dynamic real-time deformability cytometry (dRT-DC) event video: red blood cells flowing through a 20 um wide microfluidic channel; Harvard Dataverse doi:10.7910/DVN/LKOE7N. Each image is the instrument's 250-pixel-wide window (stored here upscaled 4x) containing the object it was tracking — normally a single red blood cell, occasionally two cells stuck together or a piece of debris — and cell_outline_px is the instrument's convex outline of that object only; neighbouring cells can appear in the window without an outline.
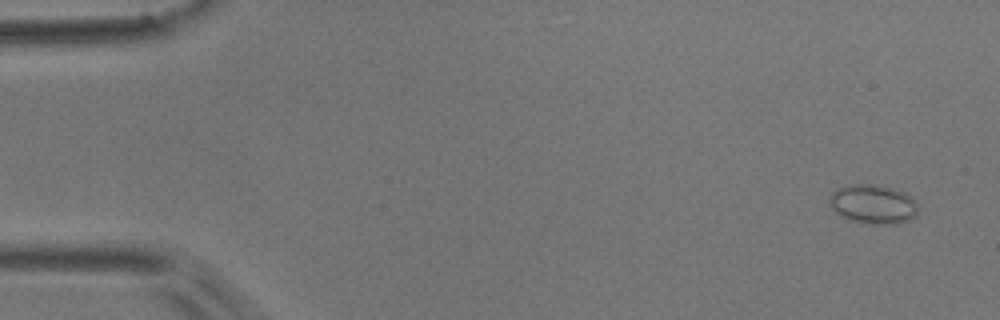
{"species": "common noctule bat (a hibernating species)", "species_latin": "Nyctalus noctula", "temperature_condition": "room temperature", "stored_images_in_passage": 5, "camera_frame_rate_fps": 3000, "um_per_image_px": 0.085, "animal": {"sex": "male", "body_mass_g": 17.9}, "frame": {"image": 1, "passage_image": 1, "time_ms": 0.0, "image_size_px": [1000, 320], "cell_outline_px": [[916, 216], [908, 220], [896, 224], [868, 224], [848, 220], [840, 216], [828, 204], [828, 200], [832, 192], [840, 188], [852, 184], [872, 184], [892, 188], [904, 192], [916, 200]], "centroid_in_image_um": [74.19, 17.37], "position_along_channel_um": 10.8, "area_um2": 20.35}}
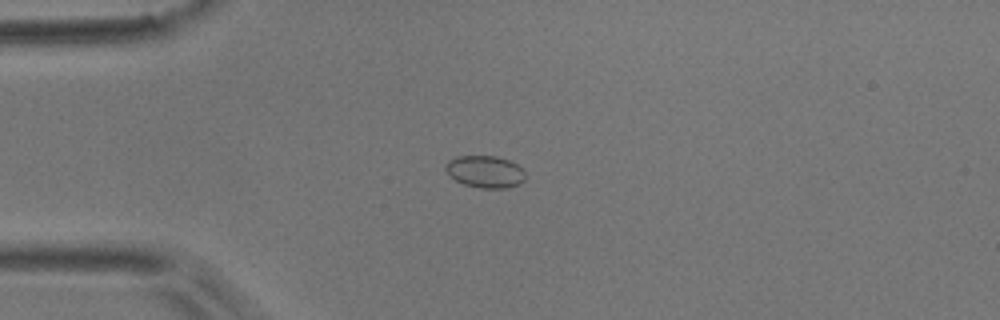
{"frame": {"image": 2, "passage_image": 4, "time_ms": 3.667, "image_size_px": [1000, 320], "cell_outline_px": [[524, 180], [520, 184], [508, 188], [480, 188], [464, 184], [448, 176], [444, 168], [444, 164], [448, 160], [456, 156], [496, 156], [508, 160], [516, 164], [524, 172]], "centroid_in_image_um": [41.18, 14.59], "position_along_channel_um": 43.8, "area_um2": 15.03}}